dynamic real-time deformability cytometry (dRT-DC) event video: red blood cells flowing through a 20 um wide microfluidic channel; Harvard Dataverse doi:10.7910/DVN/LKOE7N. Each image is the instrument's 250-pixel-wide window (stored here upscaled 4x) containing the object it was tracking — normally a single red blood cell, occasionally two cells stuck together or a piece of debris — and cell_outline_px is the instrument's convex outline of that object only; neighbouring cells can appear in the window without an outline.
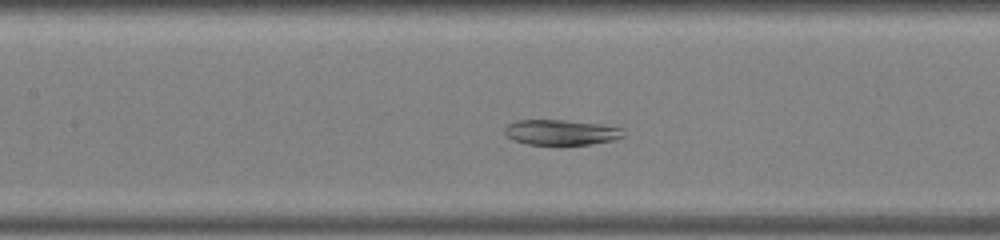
{"species": "common noctule bat (a hibernating species)", "species_latin": "Nyctalus noctula", "temperature_condition": "warm", "stored_images_in_passage": 38, "camera_frame_rate_fps": 3000, "um_per_image_px": 0.085, "animal": {"sex": "male", "body_mass_g": 19.0, "forearm_length_mm": 50.8}, "frame": {"image": 1, "passage_image": 13, "time_ms": 4.0, "image_size_px": [1000, 240], "cell_outline_px": [[624, 136], [612, 140], [592, 144], [528, 144], [512, 140], [504, 136], [504, 128], [508, 124], [516, 120], [564, 120], [600, 124], [624, 128]], "centroid_in_image_um": [47.66, 11.24], "position_along_channel_um": 159.7, "area_um2": 17.57}}
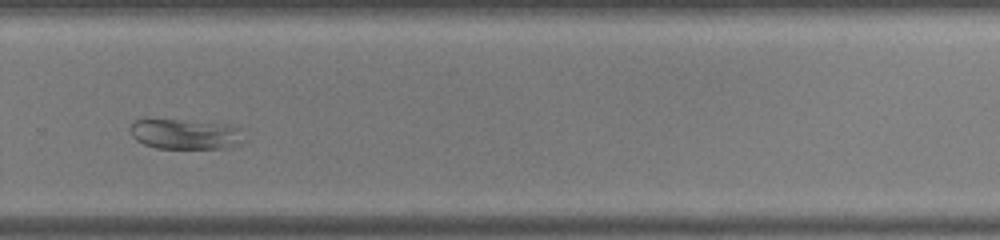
{"frame": {"image": 2, "passage_image": 24, "time_ms": 7.667, "image_size_px": [1000, 240], "cell_outline_px": [[248, 140], [224, 148], [156, 148], [144, 144], [136, 140], [132, 136], [128, 128], [132, 120], [184, 120], [228, 124], [244, 128]], "centroid_in_image_um": [15.83, 11.39], "position_along_channel_um": 314.0, "area_um2": 20.46}}
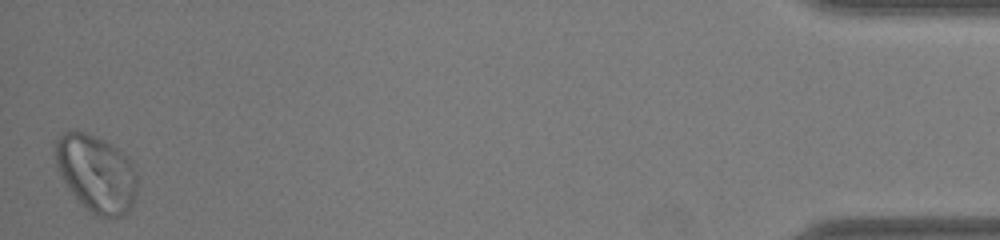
{"frame": {"image": 3, "passage_image": 38, "time_ms": 12.333, "image_size_px": [1000, 240], "cell_outline_px": [[136, 192], [132, 204], [120, 216], [96, 216], [68, 188], [56, 168], [56, 140], [64, 132], [84, 132], [96, 136], [104, 140], [128, 156], [132, 164], [136, 176]], "centroid_in_image_um": [8.18, 14.71], "position_along_channel_um": 427.0, "area_um2": 35.95}}